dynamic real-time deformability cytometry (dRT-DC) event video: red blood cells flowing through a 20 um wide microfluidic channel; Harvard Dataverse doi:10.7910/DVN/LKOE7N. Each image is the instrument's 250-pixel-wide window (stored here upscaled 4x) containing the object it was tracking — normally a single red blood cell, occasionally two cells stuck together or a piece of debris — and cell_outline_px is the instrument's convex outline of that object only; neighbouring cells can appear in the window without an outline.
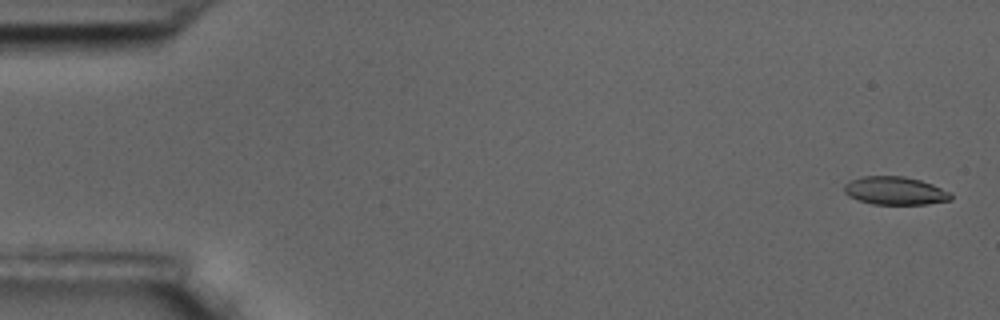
{"species": "common noctule bat (a hibernating species)", "species_latin": "Nyctalus noctula", "temperature_condition": "room temperature", "stored_images_in_passage": 59, "camera_frame_rate_fps": 3000, "um_per_image_px": 0.085, "animal": {"sex": "male", "body_mass_g": 17.5, "forearm_length_mm": 52.3}, "frame": {"image": 1, "passage_image": 2, "time_ms": 0.333, "image_size_px": [1000, 320], "cell_outline_px": [[952, 200], [928, 204], [872, 204], [848, 196], [844, 192], [844, 184], [860, 176], [904, 176], [920, 180], [932, 184], [952, 192]], "centroid_in_image_um": [76.11, 16.21], "position_along_channel_um": 8.9, "area_um2": 17.57}}
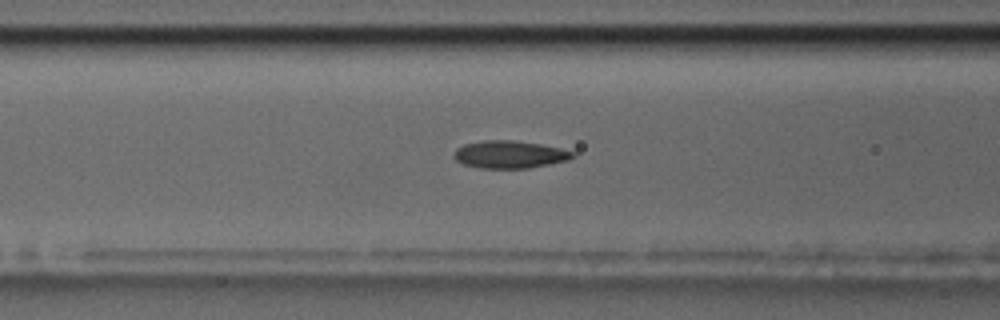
{"frame": {"image": 2, "passage_image": 24, "time_ms": 7.667, "image_size_px": [1000, 320], "cell_outline_px": [[576, 156], [568, 160], [528, 168], [480, 168], [464, 164], [456, 160], [452, 156], [452, 152], [456, 148], [464, 144], [484, 140], [512, 140], [540, 144], [560, 148], [576, 152]], "centroid_in_image_um": [43.3, 13.12], "position_along_channel_um": 123.3, "area_um2": 19.13}}
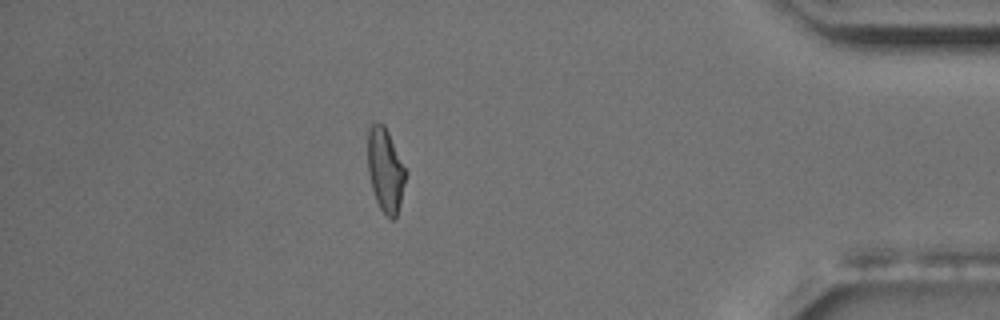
{"frame": {"image": 3, "passage_image": 52, "time_ms": 17.0, "image_size_px": [1000, 320], "cell_outline_px": [[408, 172], [396, 216], [392, 220], [380, 208], [376, 200], [372, 188], [368, 172], [368, 128], [372, 124], [384, 124]], "centroid_in_image_um": [32.77, 14.44], "position_along_channel_um": 402.4, "area_um2": 18.32}, "authors_computed_cell_mechanics": {"area_um2": 18.496, "velocity_mm_per_s": 3.4409, "shape_relaxation_time_tau1_ms": 4.7624, "shape_relaxation_time_tau2_ms": 2.7751, "deformation_change_tau1": 0.1461, "deformation_change_tau2": 0.0916}}